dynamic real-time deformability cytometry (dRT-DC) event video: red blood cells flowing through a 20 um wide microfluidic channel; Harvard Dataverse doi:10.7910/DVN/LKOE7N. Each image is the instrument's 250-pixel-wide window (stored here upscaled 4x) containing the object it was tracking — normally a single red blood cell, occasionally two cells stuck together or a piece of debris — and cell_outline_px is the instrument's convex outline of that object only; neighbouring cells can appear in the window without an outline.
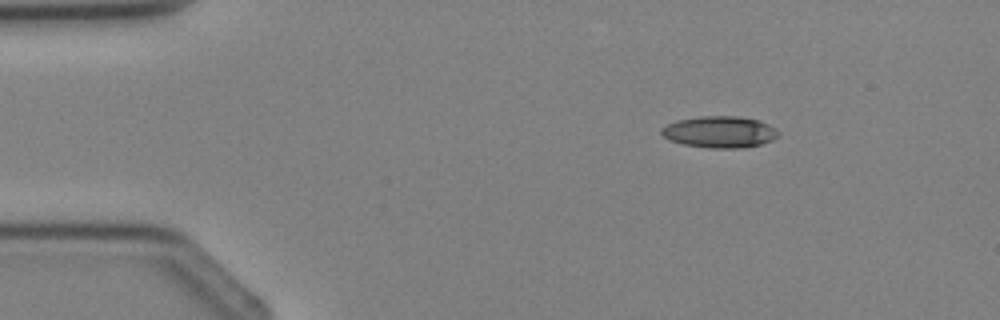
{"species": "Egyptian fruit bat (a non-hibernating species)", "species_latin": "Rousettus aegyptiacus", "temperature_condition": "cold", "stored_images_in_passage": 2, "camera_frame_rate_fps": 3000, "um_per_image_px": 0.085, "animal": {"sex": "female"}, "frame": {"image": 1, "passage_image": 1, "time_ms": 0.0, "image_size_px": [1000, 320], "cell_outline_px": [[780, 136], [772, 140], [760, 144], [744, 148], [712, 148], [684, 144], [672, 140], [664, 136], [660, 132], [660, 128], [676, 120], [700, 116], [736, 116], [760, 120], [768, 124], [780, 132]], "centroid_in_image_um": [61.2, 11.21], "position_along_channel_um": 23.8, "area_um2": 21.5}}